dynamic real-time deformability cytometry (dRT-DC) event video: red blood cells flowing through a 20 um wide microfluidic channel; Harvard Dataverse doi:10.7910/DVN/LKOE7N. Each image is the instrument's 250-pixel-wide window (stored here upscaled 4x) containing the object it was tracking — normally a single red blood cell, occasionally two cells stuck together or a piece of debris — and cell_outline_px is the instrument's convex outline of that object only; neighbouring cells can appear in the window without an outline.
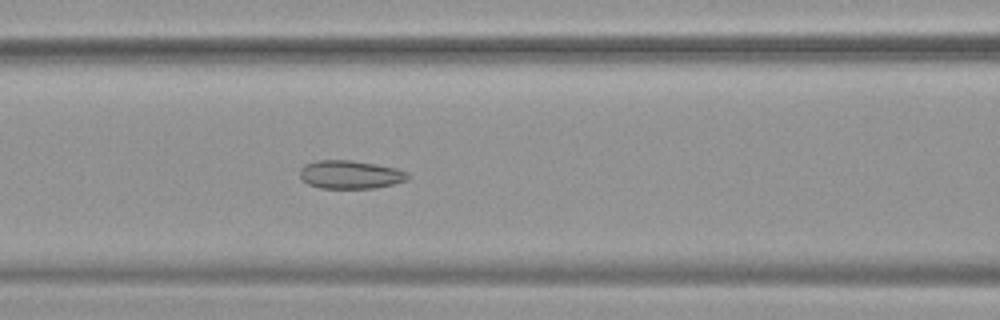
{"species": "common noctule bat (a hibernating species)", "species_latin": "Nyctalus noctula", "temperature_condition": "warm", "stored_images_in_passage": 24, "camera_frame_rate_fps": 3000, "um_per_image_px": 0.085, "animal": {"sex": "female", "body_mass_g": 19.9}, "frame": {"image": 1, "passage_image": 6, "time_ms": 1.667, "image_size_px": [1000, 320], "cell_outline_px": [[400, 180], [388, 184], [364, 188], [328, 188], [312, 184], [304, 180], [312, 164], [368, 164], [388, 168], [400, 172]], "centroid_in_image_um": [29.81, 14.94], "position_along_channel_um": 136.8, "area_um2": 13.93}}
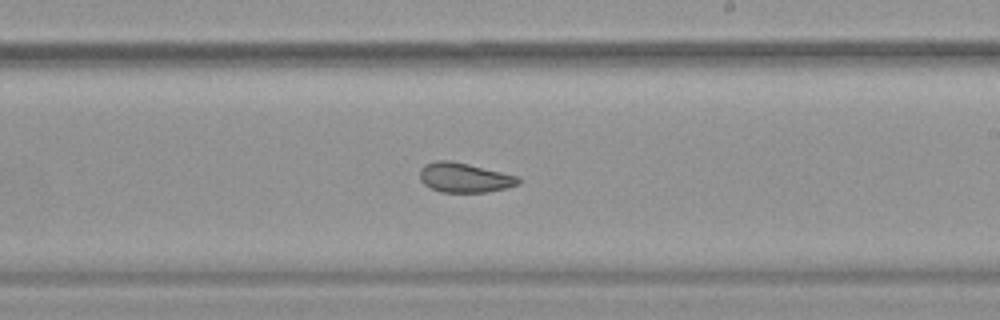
{"frame": {"image": 2, "passage_image": 15, "time_ms": 4.667, "image_size_px": [1000, 320], "cell_outline_px": [[516, 184], [500, 188], [480, 192], [448, 192], [436, 188], [428, 184], [424, 180], [424, 168], [428, 164], [464, 164], [512, 176], [516, 180]], "centroid_in_image_um": [39.52, 15.16], "position_along_channel_um": 249.5, "area_um2": 14.28}}
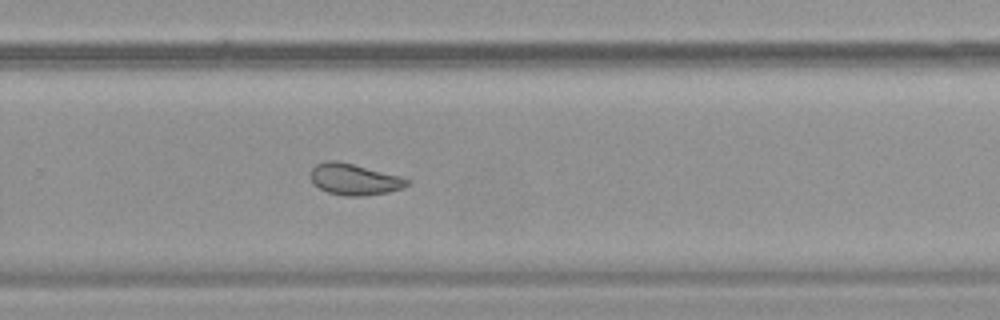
{"frame": {"image": 3, "passage_image": 19, "time_ms": 6.0, "image_size_px": [1000, 320], "cell_outline_px": [[404, 184], [396, 188], [380, 192], [332, 192], [316, 184], [312, 180], [312, 172], [320, 164], [348, 164], [392, 176], [404, 180]], "centroid_in_image_um": [30.01, 15.23], "position_along_channel_um": 299.8, "area_um2": 13.93}}